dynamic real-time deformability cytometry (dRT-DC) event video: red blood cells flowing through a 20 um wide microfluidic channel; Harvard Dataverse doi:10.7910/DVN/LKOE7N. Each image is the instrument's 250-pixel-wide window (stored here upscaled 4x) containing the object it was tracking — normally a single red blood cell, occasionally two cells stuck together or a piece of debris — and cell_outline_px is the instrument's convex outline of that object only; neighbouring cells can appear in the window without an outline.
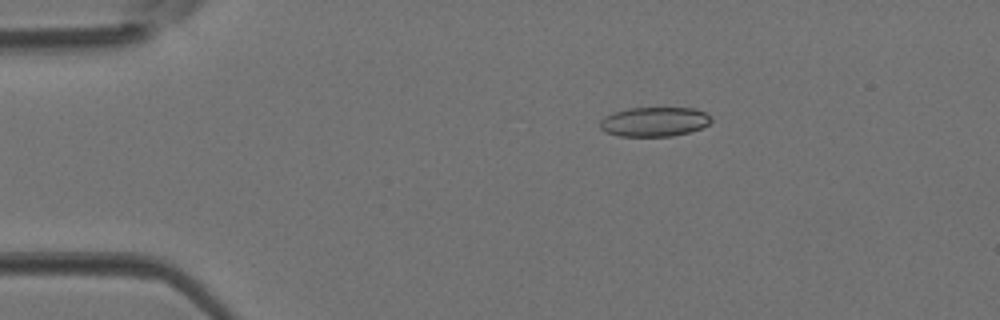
{"species": "Egyptian fruit bat (a non-hibernating species)", "species_latin": "Rousettus aegyptiacus", "temperature_condition": "room temperature", "stored_images_in_passage": 2, "camera_frame_rate_fps": 3000, "um_per_image_px": 0.085, "animal": {"sex": "female"}, "frame": {"image": 1, "passage_image": 1, "time_ms": 0.0, "image_size_px": [1000, 320], "cell_outline_px": [[712, 120], [708, 124], [700, 128], [688, 132], [672, 136], [620, 136], [604, 132], [600, 128], [600, 120], [604, 116], [612, 112], [628, 108], [696, 108], [708, 112], [712, 116]], "centroid_in_image_um": [55.62, 10.33], "position_along_channel_um": 29.4, "area_um2": 19.31}}